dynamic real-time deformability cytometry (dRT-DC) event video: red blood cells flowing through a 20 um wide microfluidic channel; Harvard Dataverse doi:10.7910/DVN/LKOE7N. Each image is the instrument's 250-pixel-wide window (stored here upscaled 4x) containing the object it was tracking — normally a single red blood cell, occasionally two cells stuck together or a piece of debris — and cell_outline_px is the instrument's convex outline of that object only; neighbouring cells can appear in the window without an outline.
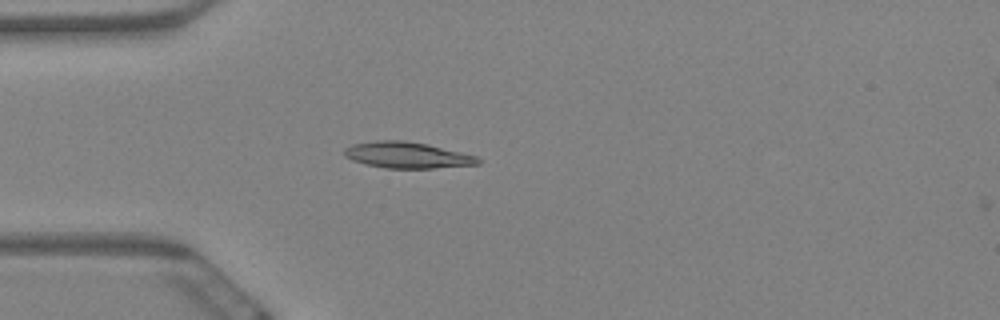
{"species": "Egyptian fruit bat (a non-hibernating species)", "species_latin": "Rousettus aegyptiacus", "temperature_condition": "warm", "stored_images_in_passage": 6, "camera_frame_rate_fps": 3000, "um_per_image_px": 0.085, "animal": {"sex": "female"}, "frame": {"image": 1, "passage_image": 5, "time_ms": 1.333, "image_size_px": [1000, 320], "cell_outline_px": [[480, 164], [432, 168], [384, 168], [352, 160], [344, 156], [344, 148], [352, 144], [376, 140], [404, 140], [428, 144], [476, 156], [480, 160]], "centroid_in_image_um": [34.58, 13.17], "position_along_channel_um": 50.4, "area_um2": 20.29}}